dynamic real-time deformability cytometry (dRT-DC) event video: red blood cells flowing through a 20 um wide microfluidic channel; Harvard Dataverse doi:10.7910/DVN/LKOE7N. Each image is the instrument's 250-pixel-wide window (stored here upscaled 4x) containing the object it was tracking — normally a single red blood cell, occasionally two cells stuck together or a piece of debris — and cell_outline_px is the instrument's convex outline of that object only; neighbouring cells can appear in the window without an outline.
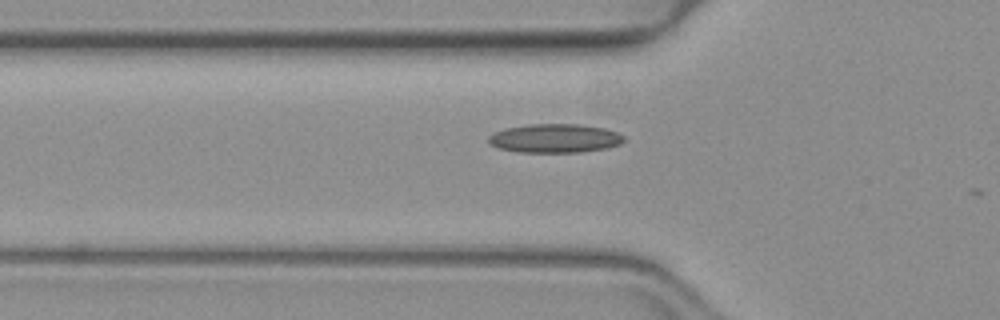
{"species": "common noctule bat (a hibernating species)", "species_latin": "Nyctalus noctula", "temperature_condition": "warm", "stored_images_in_passage": 8, "camera_frame_rate_fps": 3000, "um_per_image_px": 0.085, "animal": {"sex": "female", "body_mass_g": 19.3, "forearm_length_mm": 54.1}, "frame": {"image": 1, "passage_image": 7, "time_ms": 2.0, "image_size_px": [1000, 320], "cell_outline_px": [[624, 140], [620, 144], [608, 148], [580, 152], [516, 152], [496, 148], [488, 144], [488, 136], [492, 132], [508, 128], [528, 124], [580, 124], [604, 128], [620, 132], [624, 136]], "centroid_in_image_um": [47.15, 11.76], "position_along_channel_um": 78.7, "area_um2": 23.06}}